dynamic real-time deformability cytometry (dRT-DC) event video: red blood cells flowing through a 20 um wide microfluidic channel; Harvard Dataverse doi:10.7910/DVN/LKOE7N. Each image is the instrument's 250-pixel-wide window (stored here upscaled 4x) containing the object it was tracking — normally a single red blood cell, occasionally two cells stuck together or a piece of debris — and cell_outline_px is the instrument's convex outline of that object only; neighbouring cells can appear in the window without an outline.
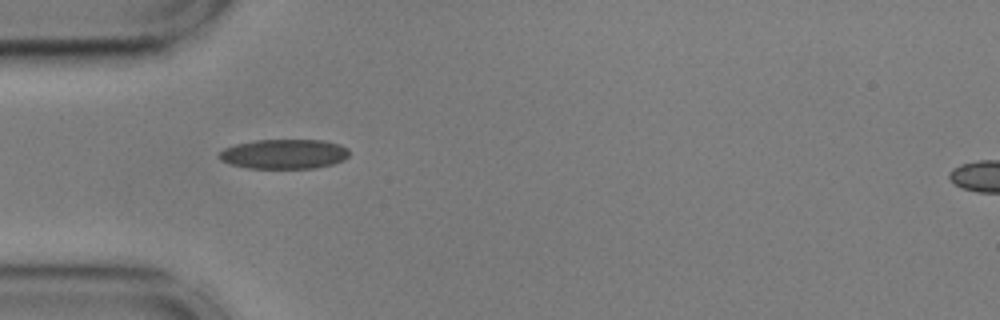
{"species": "common noctule bat (a hibernating species)", "species_latin": "Nyctalus noctula", "temperature_condition": "cold", "stored_images_in_passage": 40, "camera_frame_rate_fps": 3000, "um_per_image_px": 0.085, "animal": {"sex": "male", "body_mass_g": 17.9, "forearm_length_mm": 54.2}, "frame": {"image": 1, "passage_image": 1, "time_ms": 0.0, "image_size_px": [1000, 320], "cell_outline_px": [[348, 156], [344, 160], [332, 164], [312, 168], [248, 168], [232, 164], [220, 160], [216, 156], [224, 148], [236, 144], [256, 140], [324, 140], [340, 144], [348, 148]], "centroid_in_image_um": [24.14, 13.08], "position_along_channel_um": 60.9, "area_um2": 22.48}}
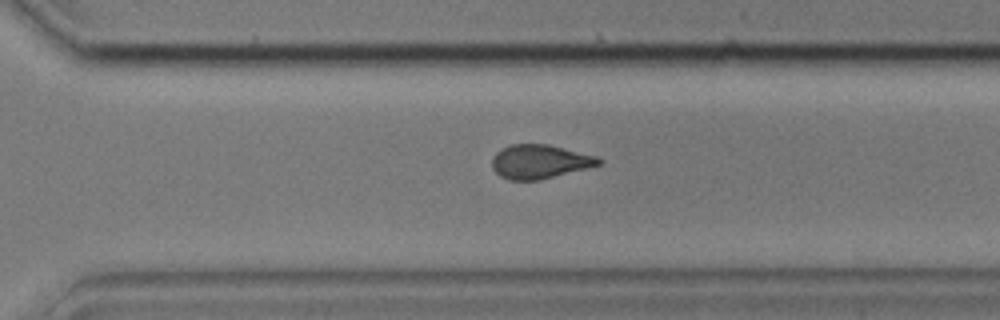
{"frame": {"image": 2, "passage_image": 23, "time_ms": 7.333, "image_size_px": [1000, 320], "cell_outline_px": [[604, 160], [600, 164], [540, 180], [508, 180], [500, 176], [492, 168], [492, 160], [496, 152], [512, 144], [548, 144], [600, 156]], "centroid_in_image_um": [45.9, 13.73], "position_along_channel_um": 324.7, "area_um2": 21.1}}
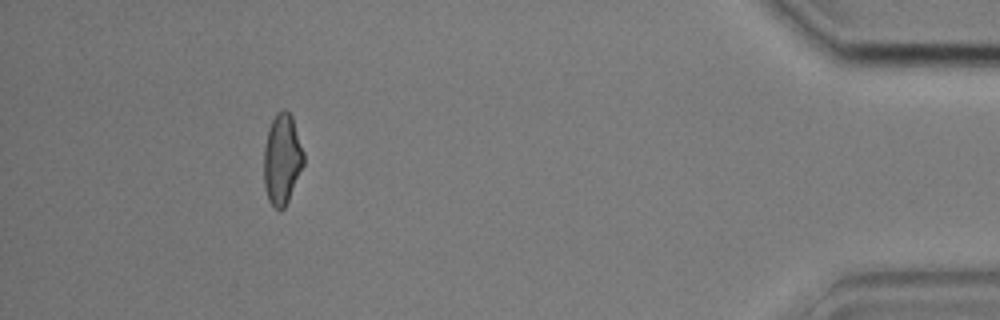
{"frame": {"image": 3, "passage_image": 35, "time_ms": 11.333, "image_size_px": [1000, 320], "cell_outline_px": [[304, 164], [288, 200], [284, 208], [280, 212], [268, 200], [264, 188], [264, 148], [268, 128], [276, 112], [284, 108], [292, 116], [304, 152]], "centroid_in_image_um": [23.97, 13.52], "position_along_channel_um": 411.2, "area_um2": 21.1}, "authors_computed_cell_mechanics": {"area_um2": 21.5594, "velocity_mm_per_s": 3.6194, "shape_relaxation_time_tau1_ms": 5.0575, "shape_relaxation_time_tau2_ms": 2.4877, "deformation_change_tau1": 0.1325, "deformation_change_tau2": 0.0784}}